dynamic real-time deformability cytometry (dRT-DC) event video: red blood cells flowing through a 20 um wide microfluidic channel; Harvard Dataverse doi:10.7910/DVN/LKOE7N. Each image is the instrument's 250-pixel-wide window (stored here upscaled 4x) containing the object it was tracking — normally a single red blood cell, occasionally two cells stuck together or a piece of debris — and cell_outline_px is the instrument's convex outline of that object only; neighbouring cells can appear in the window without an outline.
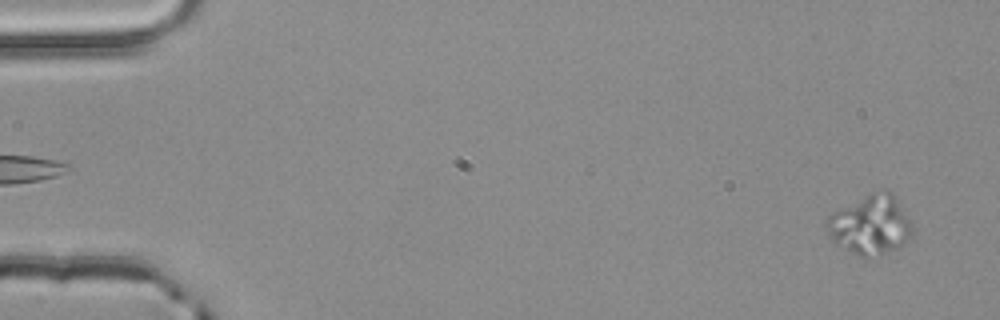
{"species": "common noctule bat (a hibernating species)", "species_latin": "Nyctalus noctula", "temperature_condition": "room temperature", "stored_images_in_passage": 36, "camera_frame_rate_fps": 3000, "um_per_image_px": 0.085, "animal": {"sex": "male", "body_mass_g": 20.4}, "frame": {"image": 1, "passage_image": 3, "time_ms": 0.667, "image_size_px": [1000, 320], "cell_outline_px": [[912, 232], [904, 244], [900, 248], [880, 256], [860, 256], [836, 244], [832, 240], [824, 224], [828, 216], [840, 208], [872, 192], [888, 188], [892, 192], [908, 216], [912, 224]], "centroid_in_image_um": [74.0, 19.11], "position_along_channel_um": 11.0, "area_um2": 29.65}}
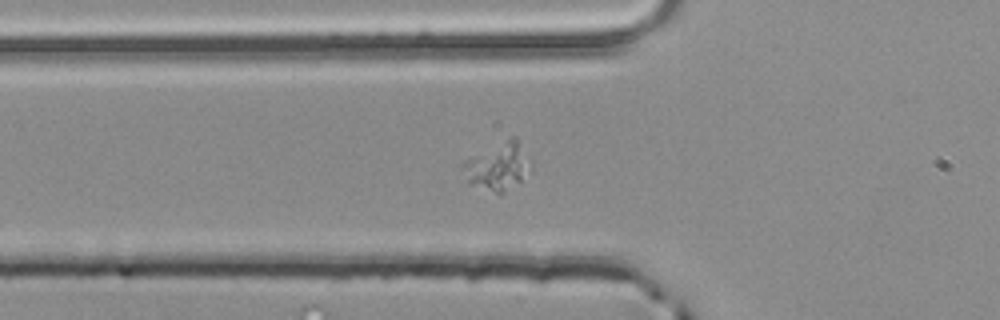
{"frame": {"image": 2, "passage_image": 20, "time_ms": 6.333, "image_size_px": [1000, 320], "cell_outline_px": [[520, 180], [504, 192], [496, 192], [468, 184], [460, 164], [464, 160], [512, 136], [516, 136], [520, 176]], "centroid_in_image_um": [42.0, 14.19], "position_along_channel_um": 83.8, "area_um2": 16.24}}
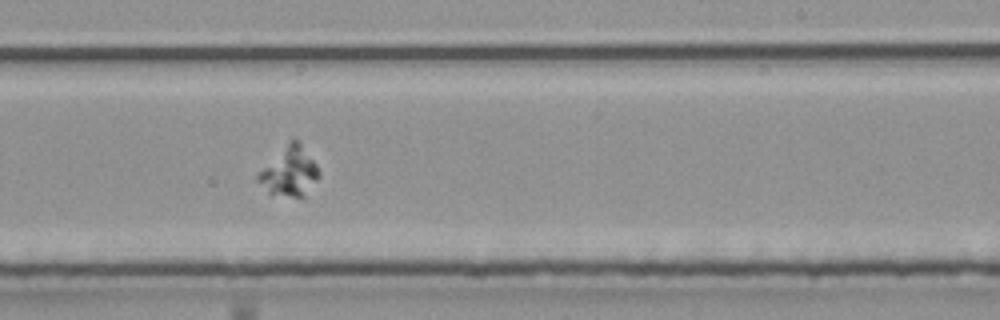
{"frame": {"image": 3, "passage_image": 34, "time_ms": 11.0, "image_size_px": [1000, 320], "cell_outline_px": [[320, 176], [304, 196], [292, 196], [268, 192], [256, 180], [256, 176], [288, 140], [292, 136], [296, 136], [316, 164], [320, 172]], "centroid_in_image_um": [24.62, 14.52], "position_along_channel_um": 264.4, "area_um2": 17.28}}